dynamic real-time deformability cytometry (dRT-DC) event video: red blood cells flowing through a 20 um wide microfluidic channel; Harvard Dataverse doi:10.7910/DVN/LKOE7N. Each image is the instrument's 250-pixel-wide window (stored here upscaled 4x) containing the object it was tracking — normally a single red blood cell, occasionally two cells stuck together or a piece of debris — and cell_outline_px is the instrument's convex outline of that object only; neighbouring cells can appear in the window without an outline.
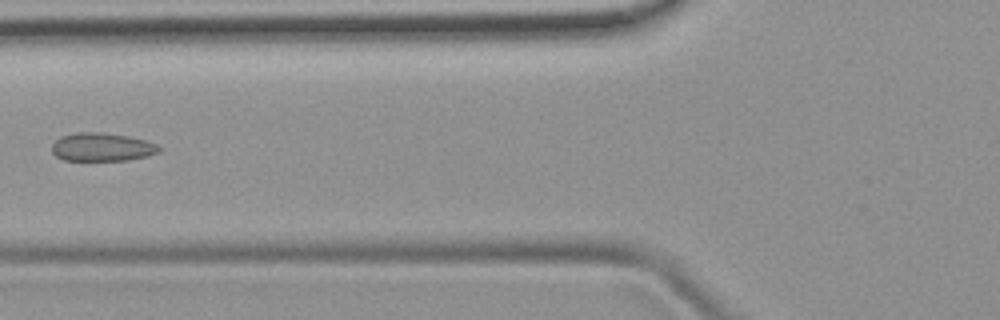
{"species": "common noctule bat (a hibernating species)", "species_latin": "Nyctalus noctula", "temperature_condition": "room temperature", "stored_images_in_passage": 6, "camera_frame_rate_fps": 3000, "um_per_image_px": 0.085, "animal": {"sex": "female", "body_mass_g": 19.9}, "frame": {"image": 1, "passage_image": 5, "time_ms": 5.333, "image_size_px": [1000, 320], "cell_outline_px": [[164, 148], [160, 152], [148, 156], [128, 160], [64, 160], [56, 156], [52, 152], [52, 144], [60, 136], [76, 132], [100, 132], [128, 136], [144, 140], [156, 144]], "centroid_in_image_um": [8.69, 12.5], "position_along_channel_um": 117.1, "area_um2": 17.8}}
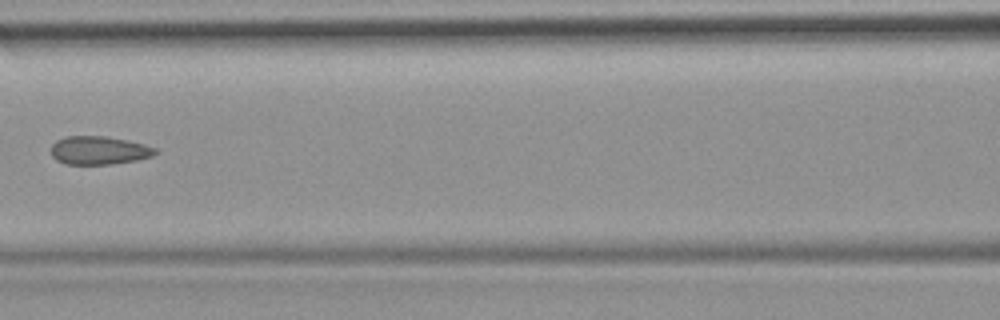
{"frame": {"image": 2, "passage_image": 6, "time_ms": 6.333, "image_size_px": [1000, 320], "cell_outline_px": [[160, 152], [152, 156], [136, 160], [112, 164], [64, 164], [56, 160], [52, 156], [52, 144], [56, 140], [68, 136], [104, 136], [144, 144], [156, 148]], "centroid_in_image_um": [8.41, 12.79], "position_along_channel_um": 158.2, "area_um2": 17.17}}